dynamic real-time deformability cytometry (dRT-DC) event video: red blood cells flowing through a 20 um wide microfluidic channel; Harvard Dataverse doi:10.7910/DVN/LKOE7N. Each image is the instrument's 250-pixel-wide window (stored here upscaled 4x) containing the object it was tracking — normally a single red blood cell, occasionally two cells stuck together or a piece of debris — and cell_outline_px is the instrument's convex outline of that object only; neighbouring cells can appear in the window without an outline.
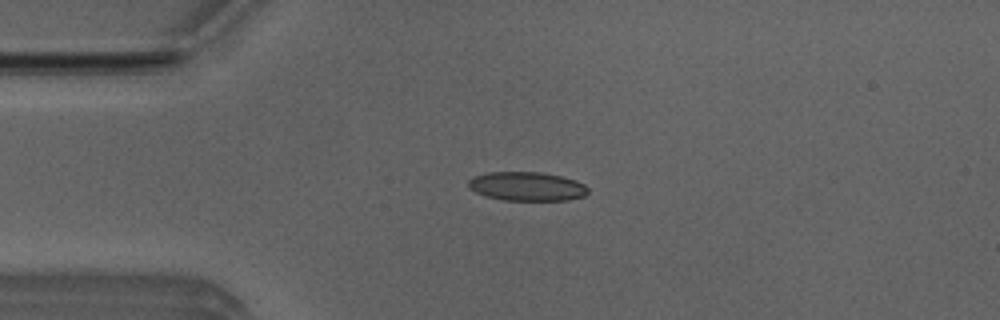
{"species": "Egyptian fruit bat (a non-hibernating species)", "species_latin": "Rousettus aegyptiacus", "temperature_condition": "room temperature", "stored_images_in_passage": 6, "camera_frame_rate_fps": 3000, "um_per_image_px": 0.085, "animal": {"sex": "male"}, "frame": {"image": 1, "passage_image": 3, "time_ms": 0.667, "image_size_px": [1000, 320], "cell_outline_px": [[588, 192], [584, 196], [568, 200], [504, 200], [488, 196], [476, 192], [468, 188], [468, 180], [472, 176], [488, 172], [540, 172], [560, 176], [576, 180], [584, 184], [588, 188]], "centroid_in_image_um": [44.78, 15.83], "position_along_channel_um": 40.2, "area_um2": 20.17}}